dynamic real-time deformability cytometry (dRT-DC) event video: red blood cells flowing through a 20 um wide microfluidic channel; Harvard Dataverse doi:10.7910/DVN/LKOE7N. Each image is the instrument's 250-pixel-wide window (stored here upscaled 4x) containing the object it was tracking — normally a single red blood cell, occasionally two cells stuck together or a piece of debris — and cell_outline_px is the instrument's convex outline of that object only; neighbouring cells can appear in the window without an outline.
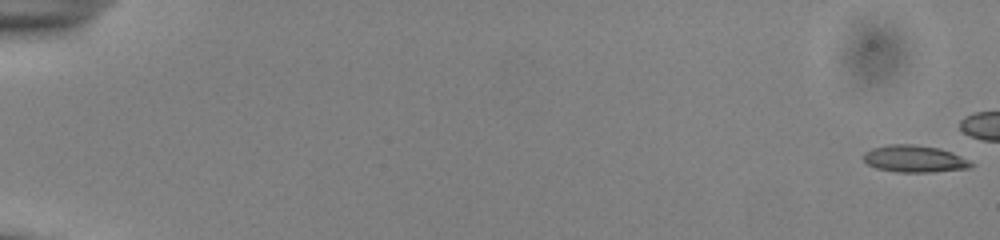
{"species": "common noctule bat (a hibernating species)", "species_latin": "Nyctalus noctula", "temperature_condition": "cold", "stored_images_in_passage": 12, "camera_frame_rate_fps": 3000, "um_per_image_px": 0.085, "animal": {"sex": "male", "body_mass_g": 13.0, "forearm_length_mm": 53.1}, "frame": {"image": 1, "passage_image": 1, "time_ms": 0.0, "image_size_px": [1000, 240], "cell_outline_px": [[976, 164], [968, 168], [932, 172], [896, 172], [876, 168], [868, 164], [860, 156], [864, 152], [872, 148], [888, 144], [912, 144], [940, 148], [952, 152]], "centroid_in_image_um": [77.69, 13.49], "position_along_channel_um": 7.3, "area_um2": 17.05}}